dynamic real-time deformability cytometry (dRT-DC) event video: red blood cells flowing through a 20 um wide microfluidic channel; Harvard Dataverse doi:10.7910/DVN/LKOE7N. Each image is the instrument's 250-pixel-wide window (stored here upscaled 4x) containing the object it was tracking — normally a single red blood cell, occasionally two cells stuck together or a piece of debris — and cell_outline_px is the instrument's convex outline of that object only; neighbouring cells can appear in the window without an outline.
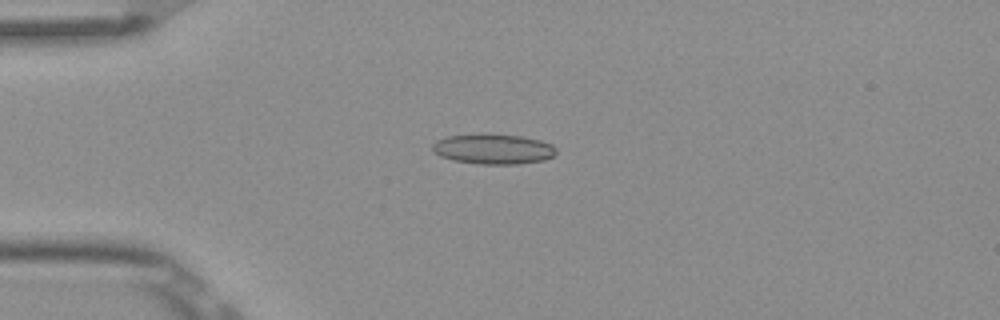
{"species": "Egyptian fruit bat (a non-hibernating species)", "species_latin": "Rousettus aegyptiacus", "temperature_condition": "room temperature", "stored_images_in_passage": 5, "camera_frame_rate_fps": 3000, "um_per_image_px": 0.085, "frame": {"image": 1, "passage_image": 5, "time_ms": 1.333, "image_size_px": [1000, 320], "cell_outline_px": [[556, 152], [552, 156], [544, 160], [516, 164], [480, 164], [452, 160], [440, 156], [432, 152], [432, 144], [436, 140], [448, 136], [484, 132], [520, 136], [540, 140], [552, 144], [556, 148]], "centroid_in_image_um": [41.89, 12.64], "position_along_channel_um": 43.1, "area_um2": 22.14}}